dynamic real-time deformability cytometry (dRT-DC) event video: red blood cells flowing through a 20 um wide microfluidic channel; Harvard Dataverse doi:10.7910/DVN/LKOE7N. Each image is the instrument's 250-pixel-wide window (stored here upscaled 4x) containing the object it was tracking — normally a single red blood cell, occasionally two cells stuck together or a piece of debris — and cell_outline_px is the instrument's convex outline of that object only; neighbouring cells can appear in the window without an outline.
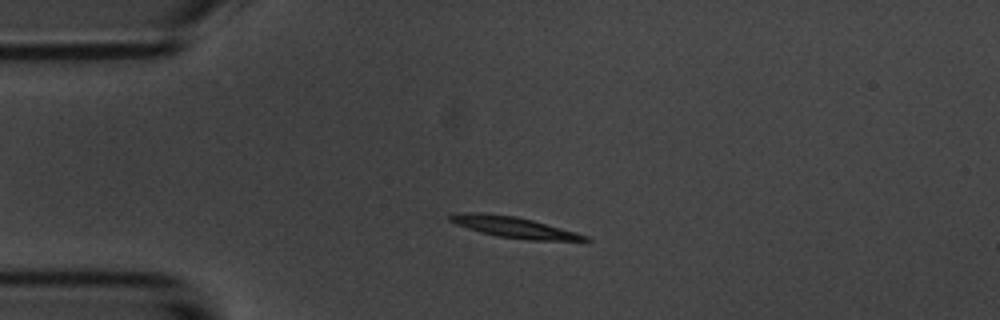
{"species": "common noctule bat (a hibernating species)", "species_latin": "Nyctalus noctula", "temperature_condition": "room temperature", "stored_images_in_passage": 3, "camera_frame_rate_fps": 3000, "um_per_image_px": 0.085, "animal": {"sex": "male", "body_mass_g": 20.1, "forearm_length_mm": 53.5}, "frame": {"image": 1, "passage_image": 2, "time_ms": 2.333, "image_size_px": [1000, 320], "cell_outline_px": [[592, 240], [528, 240], [496, 236], [480, 232], [456, 224], [448, 220], [448, 216], [452, 212], [484, 212], [516, 216], [532, 220], [576, 232], [588, 236]], "centroid_in_image_um": [43.59, 19.29], "position_along_channel_um": 41.4, "area_um2": 16.53}}